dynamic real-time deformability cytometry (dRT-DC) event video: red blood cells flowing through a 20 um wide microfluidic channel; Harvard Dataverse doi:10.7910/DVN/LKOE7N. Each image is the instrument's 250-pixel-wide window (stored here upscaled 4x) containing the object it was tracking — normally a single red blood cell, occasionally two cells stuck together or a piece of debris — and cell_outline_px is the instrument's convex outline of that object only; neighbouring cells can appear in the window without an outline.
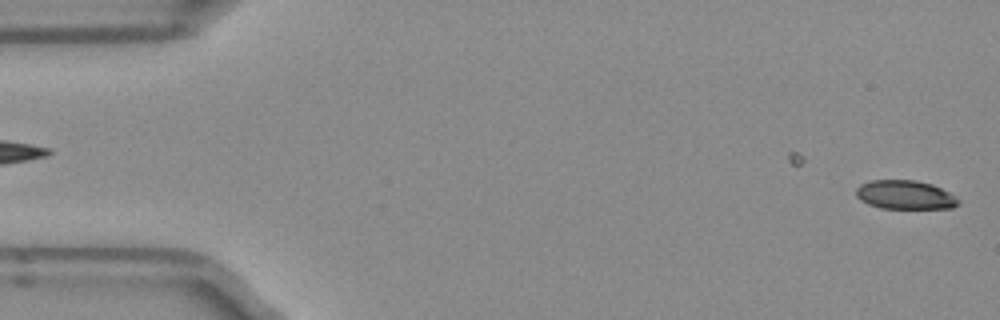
{"species": "Egyptian fruit bat (a non-hibernating species)", "species_latin": "Rousettus aegyptiacus", "temperature_condition": "room temperature", "stored_images_in_passage": 27, "camera_frame_rate_fps": 3000, "um_per_image_px": 0.085, "frame": {"image": 1, "passage_image": 1, "time_ms": 0.0, "image_size_px": [1000, 320], "cell_outline_px": [[960, 204], [952, 208], [880, 208], [868, 204], [860, 200], [856, 196], [856, 188], [860, 184], [872, 180], [916, 180], [932, 184], [956, 196], [960, 200]], "centroid_in_image_um": [76.93, 16.56], "position_along_channel_um": 8.1, "area_um2": 17.28}}
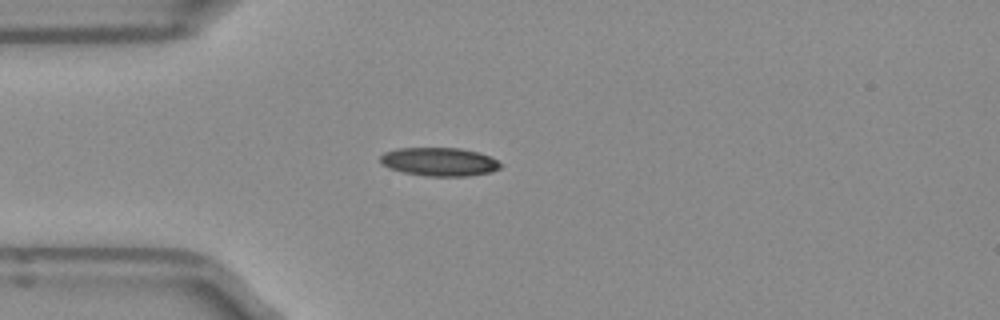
{"frame": {"image": 2, "passage_image": 13, "time_ms": 4.0, "image_size_px": [1000, 320], "cell_outline_px": [[500, 168], [492, 172], [468, 176], [424, 176], [404, 172], [388, 168], [380, 164], [380, 156], [384, 152], [396, 148], [460, 148], [480, 152], [496, 160], [500, 164]], "centroid_in_image_um": [37.31, 13.75], "position_along_channel_um": 47.7, "area_um2": 20.06}}